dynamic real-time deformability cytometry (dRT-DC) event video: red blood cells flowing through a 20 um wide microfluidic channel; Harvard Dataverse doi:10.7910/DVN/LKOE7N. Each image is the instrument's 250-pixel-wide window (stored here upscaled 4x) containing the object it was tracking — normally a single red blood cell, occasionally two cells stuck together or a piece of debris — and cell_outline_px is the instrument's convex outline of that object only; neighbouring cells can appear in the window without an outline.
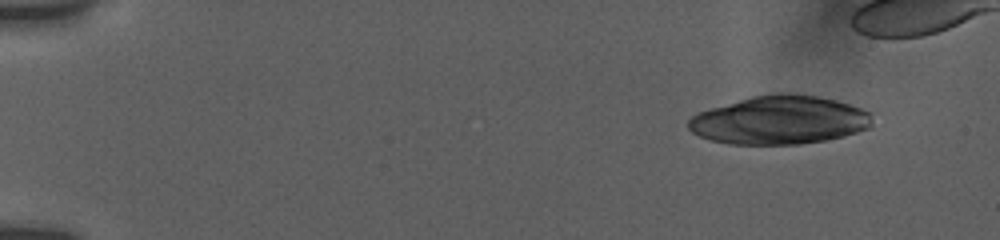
{"species": "human", "species_latin": "Homo sapiens", "temperature_condition": "room temperature", "stored_images_in_passage": 14, "camera_frame_rate_fps": 3000, "um_per_image_px": 0.085, "donor": {"sex": "female"}, "frame": {"image": 1, "passage_image": 1, "time_ms": 0.0, "image_size_px": [1000, 240], "cell_outline_px": [[872, 124], [868, 128], [856, 132], [824, 140], [800, 144], [732, 144], [712, 140], [700, 136], [692, 132], [688, 128], [688, 120], [692, 116], [700, 112], [712, 108], [752, 96], [780, 92], [816, 96], [836, 100], [860, 108], [868, 112], [872, 120]], "centroid_in_image_um": [66.25, 10.21], "position_along_channel_um": 18.8, "area_um2": 51.33}}